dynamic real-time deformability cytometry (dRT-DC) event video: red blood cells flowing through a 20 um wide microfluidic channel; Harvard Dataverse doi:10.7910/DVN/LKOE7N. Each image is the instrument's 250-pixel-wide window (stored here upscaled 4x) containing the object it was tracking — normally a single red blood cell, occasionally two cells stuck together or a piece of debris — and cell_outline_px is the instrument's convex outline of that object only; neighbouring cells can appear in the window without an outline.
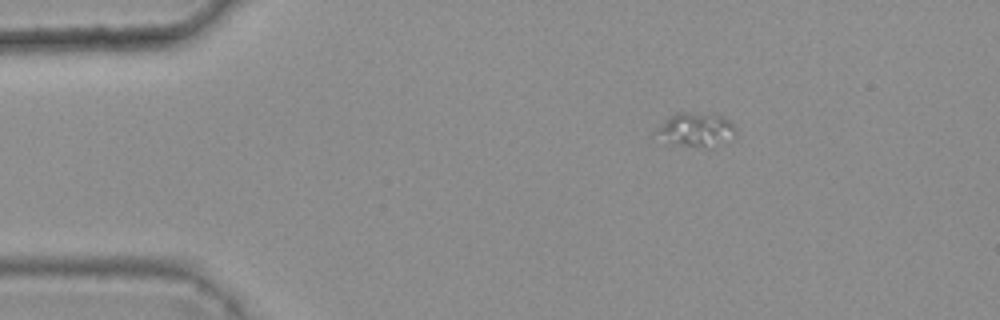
{"species": "common noctule bat (a hibernating species)", "species_latin": "Nyctalus noctula", "temperature_condition": "warm", "stored_images_in_passage": 3, "camera_frame_rate_fps": 3000, "um_per_image_px": 0.085, "animal": {"sex": "female", "body_mass_g": 25.1}, "frame": {"image": 1, "passage_image": 1, "time_ms": 0.0, "image_size_px": [1000, 320], "cell_outline_px": [[736, 132], [712, 148], [684, 144], [676, 140], [660, 128], [676, 112], [684, 112], [720, 116], [728, 120], [736, 128]], "centroid_in_image_um": [59.39, 10.97], "position_along_channel_um": 25.6, "area_um2": 13.53}}
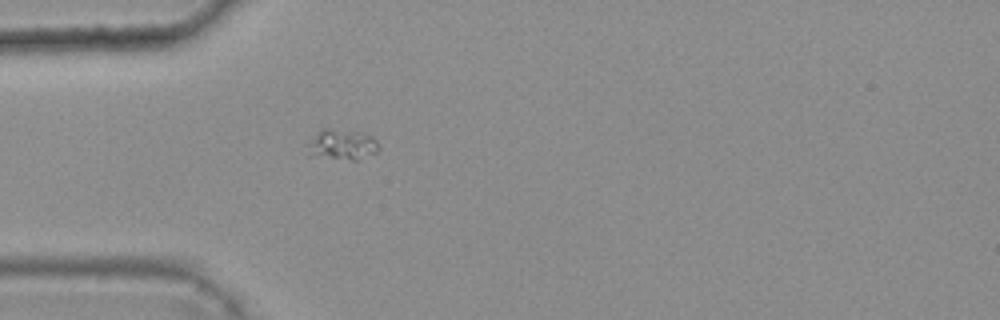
{"frame": {"image": 2, "passage_image": 3, "time_ms": 0.667, "image_size_px": [1000, 320], "cell_outline_px": [[380, 148], [376, 152], [356, 160], [352, 160], [308, 156], [304, 144], [320, 128], [328, 128], [360, 132], [372, 136], [376, 140]], "centroid_in_image_um": [28.97, 12.28], "position_along_channel_um": 56.0, "area_um2": 13.12}}